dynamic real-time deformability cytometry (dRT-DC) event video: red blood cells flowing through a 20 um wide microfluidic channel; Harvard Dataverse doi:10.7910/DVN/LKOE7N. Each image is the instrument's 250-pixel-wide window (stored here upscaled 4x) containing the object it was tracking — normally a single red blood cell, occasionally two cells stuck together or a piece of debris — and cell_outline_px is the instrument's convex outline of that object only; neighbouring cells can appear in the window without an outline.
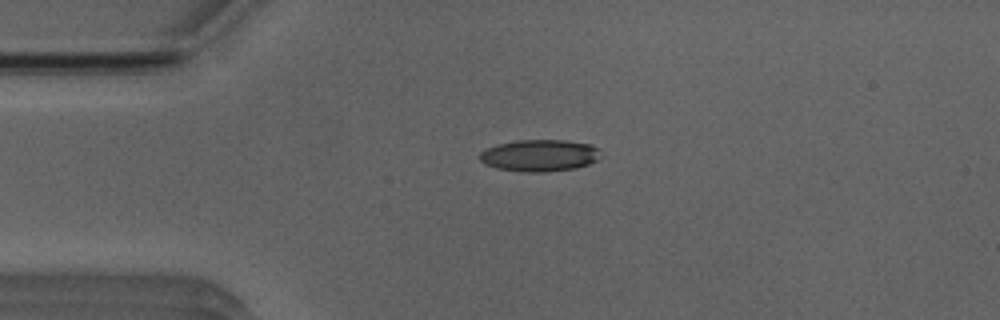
{"species": "Egyptian fruit bat (a non-hibernating species)", "species_latin": "Rousettus aegyptiacus", "temperature_condition": "room temperature", "stored_images_in_passage": 27, "camera_frame_rate_fps": 3000, "um_per_image_px": 0.085, "animal": {"sex": "male"}, "frame": {"image": 1, "passage_image": 1, "time_ms": 0.0, "image_size_px": [1000, 320], "cell_outline_px": [[600, 156], [596, 160], [588, 164], [576, 168], [544, 172], [524, 172], [496, 168], [484, 164], [480, 160], [480, 152], [488, 148], [500, 144], [516, 140], [568, 140], [592, 144], [600, 148]], "centroid_in_image_um": [45.9, 13.21], "position_along_channel_um": 39.1, "area_um2": 22.54}}
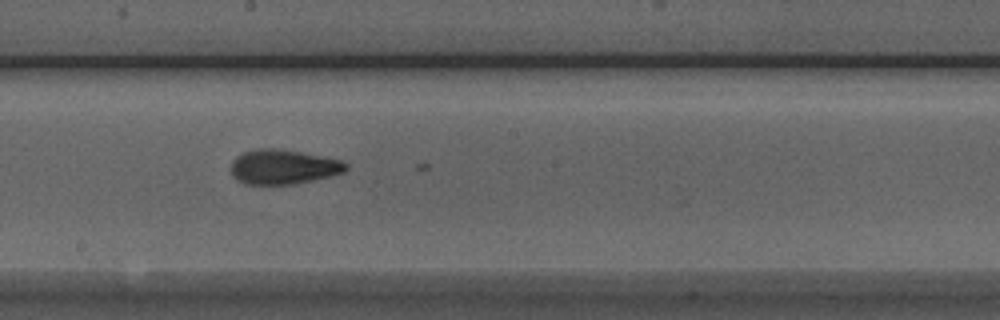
{"frame": {"image": 2, "passage_image": 17, "time_ms": 5.333, "image_size_px": [1000, 320], "cell_outline_px": [[348, 168], [344, 172], [332, 176], [292, 184], [244, 184], [236, 180], [232, 176], [232, 160], [236, 156], [244, 152], [256, 148], [280, 148], [340, 160], [348, 164]], "centroid_in_image_um": [24.05, 14.18], "position_along_channel_um": 224.1, "area_um2": 23.24}}
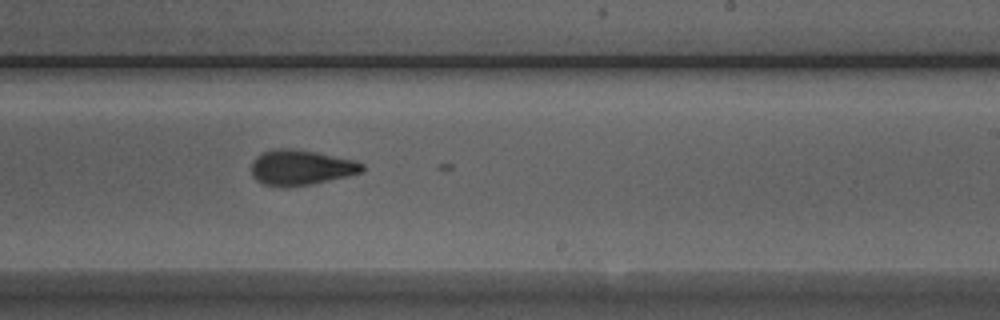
{"frame": {"image": 3, "passage_image": 20, "time_ms": 6.333, "image_size_px": [1000, 320], "cell_outline_px": [[364, 168], [360, 172], [348, 176], [312, 184], [284, 188], [264, 184], [256, 180], [252, 176], [252, 160], [256, 156], [264, 152], [276, 148], [288, 148], [316, 152], [356, 160], [364, 164]], "centroid_in_image_um": [25.56, 14.24], "position_along_channel_um": 263.4, "area_um2": 22.89}}